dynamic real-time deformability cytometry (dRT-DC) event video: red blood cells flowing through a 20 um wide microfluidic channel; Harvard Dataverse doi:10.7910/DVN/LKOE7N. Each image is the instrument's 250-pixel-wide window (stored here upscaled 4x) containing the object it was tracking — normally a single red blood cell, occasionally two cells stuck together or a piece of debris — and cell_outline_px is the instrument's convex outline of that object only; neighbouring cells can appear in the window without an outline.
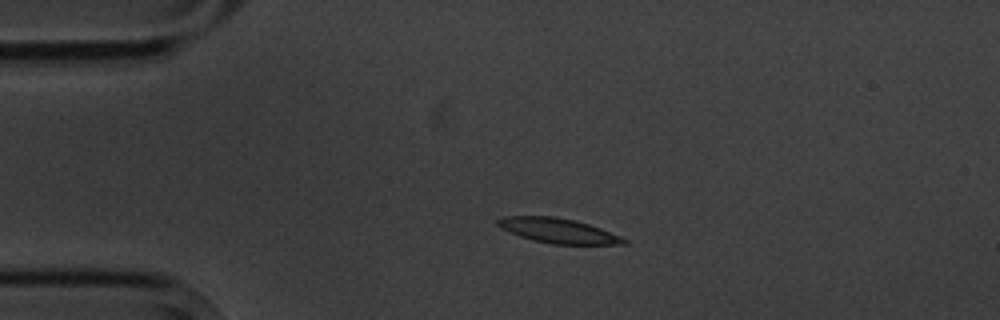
{"species": "common noctule bat (a hibernating species)", "species_latin": "Nyctalus noctula", "temperature_condition": "cold", "stored_images_in_passage": 3, "camera_frame_rate_fps": 3000, "um_per_image_px": 0.085, "animal": {"sex": "male", "body_mass_g": 20.1, "forearm_length_mm": 53.5}, "frame": {"image": 1, "passage_image": 2, "time_ms": 1.0, "image_size_px": [1000, 320], "cell_outline_px": [[628, 244], [552, 244], [532, 240], [508, 232], [500, 228], [496, 224], [496, 220], [504, 216], [556, 216], [576, 220], [600, 228], [620, 236], [628, 240]], "centroid_in_image_um": [47.41, 19.6], "position_along_channel_um": 37.6, "area_um2": 18.32}}